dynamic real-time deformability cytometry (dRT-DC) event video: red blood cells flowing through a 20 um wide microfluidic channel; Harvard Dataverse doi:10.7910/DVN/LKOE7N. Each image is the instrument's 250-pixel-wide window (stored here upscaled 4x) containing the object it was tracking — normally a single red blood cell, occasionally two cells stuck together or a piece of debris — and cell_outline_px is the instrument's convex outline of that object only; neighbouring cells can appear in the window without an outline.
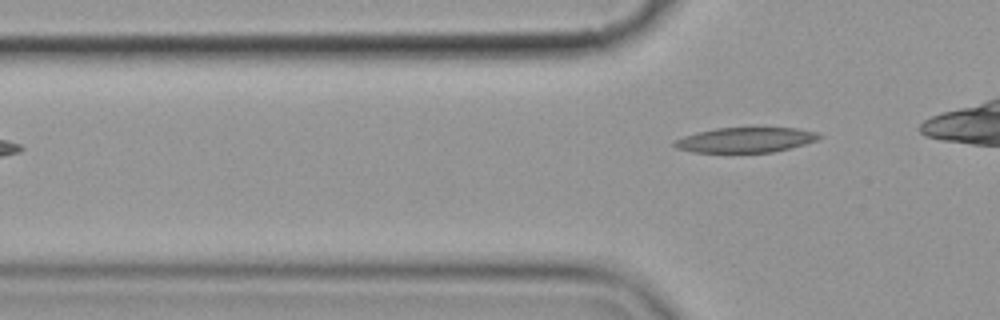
{"species": "common noctule bat (a hibernating species)", "species_latin": "Nyctalus noctula", "temperature_condition": "cold", "stored_images_in_passage": 4, "camera_frame_rate_fps": 3000, "um_per_image_px": 0.085, "animal": {"sex": "female", "body_mass_g": 19.9}, "frame": {"image": 1, "passage_image": 4, "time_ms": 4.333, "image_size_px": [1000, 320], "cell_outline_px": [[824, 136], [816, 140], [804, 144], [772, 152], [728, 156], [692, 152], [676, 148], [672, 144], [672, 140], [684, 136], [716, 128], [796, 128], [816, 132]], "centroid_in_image_um": [63.28, 11.95], "position_along_channel_um": 62.5, "area_um2": 22.08}}